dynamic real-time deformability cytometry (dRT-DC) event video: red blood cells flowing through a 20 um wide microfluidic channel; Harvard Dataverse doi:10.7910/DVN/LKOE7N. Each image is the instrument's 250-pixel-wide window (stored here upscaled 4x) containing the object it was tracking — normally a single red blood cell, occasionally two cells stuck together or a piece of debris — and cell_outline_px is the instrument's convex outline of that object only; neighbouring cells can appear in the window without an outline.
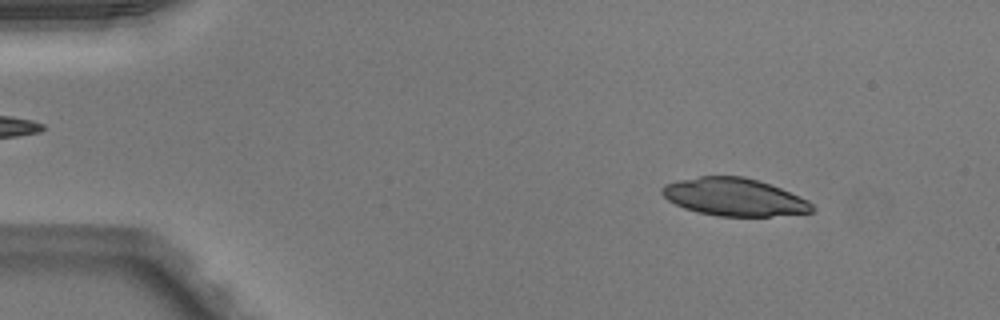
{"species": "Egyptian fruit bat (a non-hibernating species)", "species_latin": "Rousettus aegyptiacus", "temperature_condition": "warm", "stored_images_in_passage": 47, "camera_frame_rate_fps": 3000, "um_per_image_px": 0.085, "animal": {"sex": "male"}, "frame": {"image": 1, "passage_image": 4, "time_ms": 1.0, "image_size_px": [1000, 320], "cell_outline_px": [[816, 208], [812, 212], [768, 216], [720, 216], [696, 212], [684, 208], [668, 200], [660, 192], [660, 188], [664, 184], [680, 180], [700, 176], [744, 176], [780, 188], [808, 200]], "centroid_in_image_um": [62.38, 16.75], "position_along_channel_um": 22.6, "area_um2": 32.77}}